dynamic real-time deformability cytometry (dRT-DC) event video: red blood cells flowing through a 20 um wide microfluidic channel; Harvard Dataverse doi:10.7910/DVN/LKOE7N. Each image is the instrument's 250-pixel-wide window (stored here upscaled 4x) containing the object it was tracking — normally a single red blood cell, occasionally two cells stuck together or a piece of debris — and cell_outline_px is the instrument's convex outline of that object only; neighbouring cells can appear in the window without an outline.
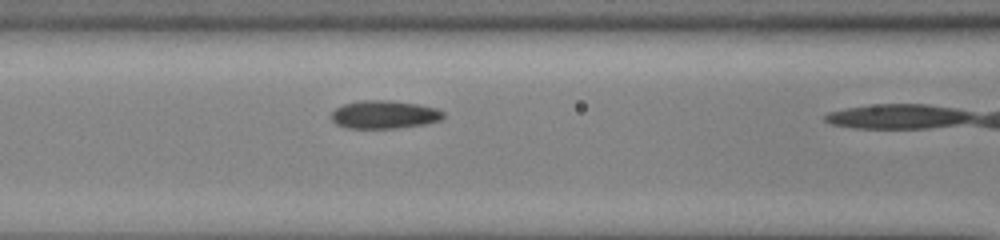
{"species": "common noctule bat (a hibernating species)", "species_latin": "Nyctalus noctula", "temperature_condition": "cold", "stored_images_in_passage": 32, "camera_frame_rate_fps": 3000, "um_per_image_px": 0.085, "animal": {"sex": "male", "body_mass_g": 13.0, "forearm_length_mm": 53.1}, "frame": {"image": 1, "passage_image": 21, "time_ms": 6.667, "image_size_px": [1000, 240], "cell_outline_px": [[444, 116], [440, 120], [424, 124], [396, 128], [348, 128], [336, 124], [332, 120], [332, 112], [336, 108], [344, 104], [360, 100], [388, 100], [416, 104], [436, 108], [444, 112]], "centroid_in_image_um": [32.65, 9.74], "position_along_channel_um": 133.9, "area_um2": 18.21}}
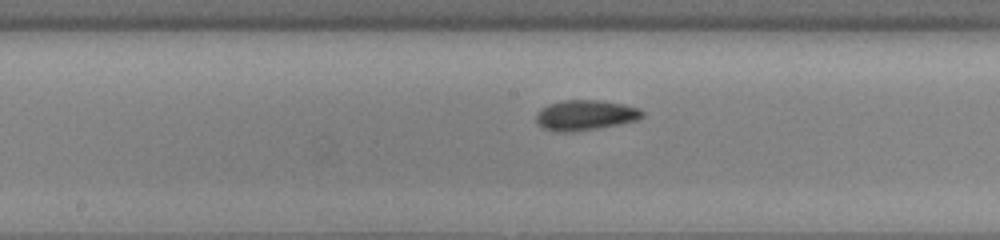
{"frame": {"image": 2, "passage_image": 26, "time_ms": 8.333, "image_size_px": [1000, 240], "cell_outline_px": [[644, 116], [636, 120], [620, 124], [596, 128], [568, 132], [556, 132], [544, 128], [536, 120], [536, 116], [540, 108], [548, 104], [564, 100], [600, 100], [624, 104], [640, 108], [644, 112]], "centroid_in_image_um": [49.77, 9.77], "position_along_channel_um": 198.4, "area_um2": 18.67}}
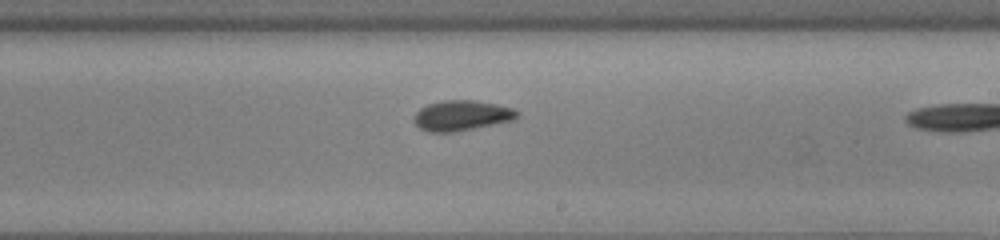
{"frame": {"image": 3, "passage_image": 30, "time_ms": 9.667, "image_size_px": [1000, 240], "cell_outline_px": [[520, 116], [516, 120], [452, 132], [432, 132], [420, 128], [412, 120], [412, 116], [420, 108], [428, 104], [444, 100], [476, 100], [496, 104], [512, 108], [520, 112]], "centroid_in_image_um": [39.26, 9.81], "position_along_channel_um": 249.7, "area_um2": 18.32}}